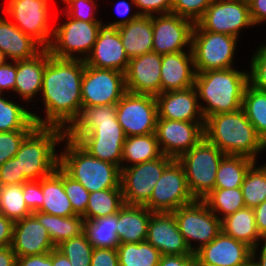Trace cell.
I'll return each mask as SVG.
<instances>
[{"mask_svg":"<svg viewBox=\"0 0 266 266\" xmlns=\"http://www.w3.org/2000/svg\"><path fill=\"white\" fill-rule=\"evenodd\" d=\"M237 41L232 35L202 30L195 23L191 43L195 72L233 68Z\"/></svg>","mask_w":266,"mask_h":266,"instance_id":"obj_8","label":"cell"},{"mask_svg":"<svg viewBox=\"0 0 266 266\" xmlns=\"http://www.w3.org/2000/svg\"><path fill=\"white\" fill-rule=\"evenodd\" d=\"M13 64V65H12ZM7 63L6 61L0 64V92L3 90H12L15 88L16 77V61L14 63Z\"/></svg>","mask_w":266,"mask_h":266,"instance_id":"obj_53","label":"cell"},{"mask_svg":"<svg viewBox=\"0 0 266 266\" xmlns=\"http://www.w3.org/2000/svg\"><path fill=\"white\" fill-rule=\"evenodd\" d=\"M67 18L69 20L64 24L53 28L52 41L47 49L52 56L57 58L85 61L96 42L102 22L80 21L69 16ZM75 53L82 57L75 56Z\"/></svg>","mask_w":266,"mask_h":266,"instance_id":"obj_9","label":"cell"},{"mask_svg":"<svg viewBox=\"0 0 266 266\" xmlns=\"http://www.w3.org/2000/svg\"><path fill=\"white\" fill-rule=\"evenodd\" d=\"M246 266H255L251 261Z\"/></svg>","mask_w":266,"mask_h":266,"instance_id":"obj_65","label":"cell"},{"mask_svg":"<svg viewBox=\"0 0 266 266\" xmlns=\"http://www.w3.org/2000/svg\"><path fill=\"white\" fill-rule=\"evenodd\" d=\"M50 0H9L5 13L24 34L31 36L41 47L48 48L54 29L49 27Z\"/></svg>","mask_w":266,"mask_h":266,"instance_id":"obj_14","label":"cell"},{"mask_svg":"<svg viewBox=\"0 0 266 266\" xmlns=\"http://www.w3.org/2000/svg\"><path fill=\"white\" fill-rule=\"evenodd\" d=\"M63 140L67 143L64 152L59 154V166L89 193L121 188V170L117 165L91 156L76 141L66 136Z\"/></svg>","mask_w":266,"mask_h":266,"instance_id":"obj_5","label":"cell"},{"mask_svg":"<svg viewBox=\"0 0 266 266\" xmlns=\"http://www.w3.org/2000/svg\"><path fill=\"white\" fill-rule=\"evenodd\" d=\"M117 252L119 266H157L161 258L159 250L147 241L120 243Z\"/></svg>","mask_w":266,"mask_h":266,"instance_id":"obj_38","label":"cell"},{"mask_svg":"<svg viewBox=\"0 0 266 266\" xmlns=\"http://www.w3.org/2000/svg\"><path fill=\"white\" fill-rule=\"evenodd\" d=\"M116 116L126 137L155 133L156 96L126 92L116 104Z\"/></svg>","mask_w":266,"mask_h":266,"instance_id":"obj_12","label":"cell"},{"mask_svg":"<svg viewBox=\"0 0 266 266\" xmlns=\"http://www.w3.org/2000/svg\"><path fill=\"white\" fill-rule=\"evenodd\" d=\"M205 138L225 155H242L256 161L266 143L257 134L242 108L229 113L210 115L205 119Z\"/></svg>","mask_w":266,"mask_h":266,"instance_id":"obj_3","label":"cell"},{"mask_svg":"<svg viewBox=\"0 0 266 266\" xmlns=\"http://www.w3.org/2000/svg\"><path fill=\"white\" fill-rule=\"evenodd\" d=\"M130 4L126 1H121V2H118L117 5H116V10H117V13L121 16H123L124 18L120 19L119 21H115L113 23H109L107 25H111V26H121V25H124L126 23H129L130 21H132L133 19L137 18L140 14H139V11L136 13H134L133 15L131 14L130 15H127L130 11ZM125 15H126V18H125Z\"/></svg>","mask_w":266,"mask_h":266,"instance_id":"obj_59","label":"cell"},{"mask_svg":"<svg viewBox=\"0 0 266 266\" xmlns=\"http://www.w3.org/2000/svg\"><path fill=\"white\" fill-rule=\"evenodd\" d=\"M52 265L53 266H71L70 261L66 256L59 252L56 248L52 250Z\"/></svg>","mask_w":266,"mask_h":266,"instance_id":"obj_62","label":"cell"},{"mask_svg":"<svg viewBox=\"0 0 266 266\" xmlns=\"http://www.w3.org/2000/svg\"><path fill=\"white\" fill-rule=\"evenodd\" d=\"M163 154L155 133L126 137L122 148L121 163L131 165L148 162L161 157Z\"/></svg>","mask_w":266,"mask_h":266,"instance_id":"obj_35","label":"cell"},{"mask_svg":"<svg viewBox=\"0 0 266 266\" xmlns=\"http://www.w3.org/2000/svg\"><path fill=\"white\" fill-rule=\"evenodd\" d=\"M189 51L162 55L161 93L194 86L196 72L191 47Z\"/></svg>","mask_w":266,"mask_h":266,"instance_id":"obj_25","label":"cell"},{"mask_svg":"<svg viewBox=\"0 0 266 266\" xmlns=\"http://www.w3.org/2000/svg\"><path fill=\"white\" fill-rule=\"evenodd\" d=\"M36 126L32 112L0 95V132L33 130Z\"/></svg>","mask_w":266,"mask_h":266,"instance_id":"obj_39","label":"cell"},{"mask_svg":"<svg viewBox=\"0 0 266 266\" xmlns=\"http://www.w3.org/2000/svg\"><path fill=\"white\" fill-rule=\"evenodd\" d=\"M187 186L184 168L174 160L163 172L144 205L152 212H173L194 201Z\"/></svg>","mask_w":266,"mask_h":266,"instance_id":"obj_15","label":"cell"},{"mask_svg":"<svg viewBox=\"0 0 266 266\" xmlns=\"http://www.w3.org/2000/svg\"><path fill=\"white\" fill-rule=\"evenodd\" d=\"M67 4V8L65 10L66 13L64 15H68L72 19L87 21V22H101L99 19L97 20L92 11L96 8L95 1L90 0H62ZM91 5V6H90ZM94 5V6H93Z\"/></svg>","mask_w":266,"mask_h":266,"instance_id":"obj_48","label":"cell"},{"mask_svg":"<svg viewBox=\"0 0 266 266\" xmlns=\"http://www.w3.org/2000/svg\"><path fill=\"white\" fill-rule=\"evenodd\" d=\"M6 60L5 56L3 55L2 51H0V64L4 63Z\"/></svg>","mask_w":266,"mask_h":266,"instance_id":"obj_63","label":"cell"},{"mask_svg":"<svg viewBox=\"0 0 266 266\" xmlns=\"http://www.w3.org/2000/svg\"><path fill=\"white\" fill-rule=\"evenodd\" d=\"M122 188L105 189L89 194L84 219L93 220L119 212L124 205Z\"/></svg>","mask_w":266,"mask_h":266,"instance_id":"obj_36","label":"cell"},{"mask_svg":"<svg viewBox=\"0 0 266 266\" xmlns=\"http://www.w3.org/2000/svg\"><path fill=\"white\" fill-rule=\"evenodd\" d=\"M28 182L23 173H20L18 158L8 159L0 166V186L23 184Z\"/></svg>","mask_w":266,"mask_h":266,"instance_id":"obj_49","label":"cell"},{"mask_svg":"<svg viewBox=\"0 0 266 266\" xmlns=\"http://www.w3.org/2000/svg\"><path fill=\"white\" fill-rule=\"evenodd\" d=\"M225 154L205 137L177 161L184 168L187 186L194 199L202 200L215 187L216 173Z\"/></svg>","mask_w":266,"mask_h":266,"instance_id":"obj_7","label":"cell"},{"mask_svg":"<svg viewBox=\"0 0 266 266\" xmlns=\"http://www.w3.org/2000/svg\"><path fill=\"white\" fill-rule=\"evenodd\" d=\"M91 266H119L117 249L94 248Z\"/></svg>","mask_w":266,"mask_h":266,"instance_id":"obj_52","label":"cell"},{"mask_svg":"<svg viewBox=\"0 0 266 266\" xmlns=\"http://www.w3.org/2000/svg\"><path fill=\"white\" fill-rule=\"evenodd\" d=\"M196 24L202 30L232 35L237 39L241 28L254 26L249 3L238 0H213Z\"/></svg>","mask_w":266,"mask_h":266,"instance_id":"obj_16","label":"cell"},{"mask_svg":"<svg viewBox=\"0 0 266 266\" xmlns=\"http://www.w3.org/2000/svg\"><path fill=\"white\" fill-rule=\"evenodd\" d=\"M261 47L266 51V45H262Z\"/></svg>","mask_w":266,"mask_h":266,"instance_id":"obj_67","label":"cell"},{"mask_svg":"<svg viewBox=\"0 0 266 266\" xmlns=\"http://www.w3.org/2000/svg\"><path fill=\"white\" fill-rule=\"evenodd\" d=\"M264 245L261 248V252H260V256H259V261L257 259V255H256V250L259 247L258 245L255 246L252 250H251V262L255 265V266H266V241L264 240Z\"/></svg>","mask_w":266,"mask_h":266,"instance_id":"obj_61","label":"cell"},{"mask_svg":"<svg viewBox=\"0 0 266 266\" xmlns=\"http://www.w3.org/2000/svg\"><path fill=\"white\" fill-rule=\"evenodd\" d=\"M16 266H53L52 251L40 255L17 257Z\"/></svg>","mask_w":266,"mask_h":266,"instance_id":"obj_55","label":"cell"},{"mask_svg":"<svg viewBox=\"0 0 266 266\" xmlns=\"http://www.w3.org/2000/svg\"><path fill=\"white\" fill-rule=\"evenodd\" d=\"M195 266H215V265L201 264L195 257Z\"/></svg>","mask_w":266,"mask_h":266,"instance_id":"obj_64","label":"cell"},{"mask_svg":"<svg viewBox=\"0 0 266 266\" xmlns=\"http://www.w3.org/2000/svg\"><path fill=\"white\" fill-rule=\"evenodd\" d=\"M213 0H173L171 13L196 23Z\"/></svg>","mask_w":266,"mask_h":266,"instance_id":"obj_45","label":"cell"},{"mask_svg":"<svg viewBox=\"0 0 266 266\" xmlns=\"http://www.w3.org/2000/svg\"><path fill=\"white\" fill-rule=\"evenodd\" d=\"M42 48L31 36L24 34L13 21L0 16V51L6 60L7 57L13 62L30 59L36 56Z\"/></svg>","mask_w":266,"mask_h":266,"instance_id":"obj_27","label":"cell"},{"mask_svg":"<svg viewBox=\"0 0 266 266\" xmlns=\"http://www.w3.org/2000/svg\"><path fill=\"white\" fill-rule=\"evenodd\" d=\"M257 231L263 241L266 239V200L253 208Z\"/></svg>","mask_w":266,"mask_h":266,"instance_id":"obj_58","label":"cell"},{"mask_svg":"<svg viewBox=\"0 0 266 266\" xmlns=\"http://www.w3.org/2000/svg\"><path fill=\"white\" fill-rule=\"evenodd\" d=\"M23 198L31 212L38 211L43 205L42 179L23 183Z\"/></svg>","mask_w":266,"mask_h":266,"instance_id":"obj_50","label":"cell"},{"mask_svg":"<svg viewBox=\"0 0 266 266\" xmlns=\"http://www.w3.org/2000/svg\"><path fill=\"white\" fill-rule=\"evenodd\" d=\"M32 215L47 229L55 246L81 235L84 231V217L80 215L62 217L40 211H34Z\"/></svg>","mask_w":266,"mask_h":266,"instance_id":"obj_32","label":"cell"},{"mask_svg":"<svg viewBox=\"0 0 266 266\" xmlns=\"http://www.w3.org/2000/svg\"><path fill=\"white\" fill-rule=\"evenodd\" d=\"M172 1L173 0H131L135 7L140 9L139 14L144 16L171 13Z\"/></svg>","mask_w":266,"mask_h":266,"instance_id":"obj_51","label":"cell"},{"mask_svg":"<svg viewBox=\"0 0 266 266\" xmlns=\"http://www.w3.org/2000/svg\"><path fill=\"white\" fill-rule=\"evenodd\" d=\"M49 59V50H42L30 59L16 61V77L14 92L23 100L32 101L34 95L41 92L43 74Z\"/></svg>","mask_w":266,"mask_h":266,"instance_id":"obj_26","label":"cell"},{"mask_svg":"<svg viewBox=\"0 0 266 266\" xmlns=\"http://www.w3.org/2000/svg\"><path fill=\"white\" fill-rule=\"evenodd\" d=\"M11 246L17 257L49 253L56 248L47 229L33 215L14 222Z\"/></svg>","mask_w":266,"mask_h":266,"instance_id":"obj_24","label":"cell"},{"mask_svg":"<svg viewBox=\"0 0 266 266\" xmlns=\"http://www.w3.org/2000/svg\"><path fill=\"white\" fill-rule=\"evenodd\" d=\"M32 130L0 132V166L16 155L25 137Z\"/></svg>","mask_w":266,"mask_h":266,"instance_id":"obj_46","label":"cell"},{"mask_svg":"<svg viewBox=\"0 0 266 266\" xmlns=\"http://www.w3.org/2000/svg\"><path fill=\"white\" fill-rule=\"evenodd\" d=\"M180 233L193 254L210 243L221 232V219L216 216L203 200L195 199L172 212ZM191 241H198L193 247Z\"/></svg>","mask_w":266,"mask_h":266,"instance_id":"obj_10","label":"cell"},{"mask_svg":"<svg viewBox=\"0 0 266 266\" xmlns=\"http://www.w3.org/2000/svg\"><path fill=\"white\" fill-rule=\"evenodd\" d=\"M221 231L237 241L245 243L251 249L259 245L260 239L262 241L256 228L254 210L249 207L221 219Z\"/></svg>","mask_w":266,"mask_h":266,"instance_id":"obj_31","label":"cell"},{"mask_svg":"<svg viewBox=\"0 0 266 266\" xmlns=\"http://www.w3.org/2000/svg\"><path fill=\"white\" fill-rule=\"evenodd\" d=\"M146 241L161 255H195L180 233L172 212H153Z\"/></svg>","mask_w":266,"mask_h":266,"instance_id":"obj_20","label":"cell"},{"mask_svg":"<svg viewBox=\"0 0 266 266\" xmlns=\"http://www.w3.org/2000/svg\"><path fill=\"white\" fill-rule=\"evenodd\" d=\"M83 233L94 248L117 249L120 244L117 236V213L93 220L84 219Z\"/></svg>","mask_w":266,"mask_h":266,"instance_id":"obj_34","label":"cell"},{"mask_svg":"<svg viewBox=\"0 0 266 266\" xmlns=\"http://www.w3.org/2000/svg\"><path fill=\"white\" fill-rule=\"evenodd\" d=\"M205 122L157 118L155 135L163 155L177 160L204 137Z\"/></svg>","mask_w":266,"mask_h":266,"instance_id":"obj_17","label":"cell"},{"mask_svg":"<svg viewBox=\"0 0 266 266\" xmlns=\"http://www.w3.org/2000/svg\"><path fill=\"white\" fill-rule=\"evenodd\" d=\"M56 249L68 258L71 266H91L94 247L84 233L62 241L56 246Z\"/></svg>","mask_w":266,"mask_h":266,"instance_id":"obj_43","label":"cell"},{"mask_svg":"<svg viewBox=\"0 0 266 266\" xmlns=\"http://www.w3.org/2000/svg\"><path fill=\"white\" fill-rule=\"evenodd\" d=\"M249 84V73L233 68L196 73L194 86L206 119L210 115L234 112L242 108L243 94Z\"/></svg>","mask_w":266,"mask_h":266,"instance_id":"obj_4","label":"cell"},{"mask_svg":"<svg viewBox=\"0 0 266 266\" xmlns=\"http://www.w3.org/2000/svg\"><path fill=\"white\" fill-rule=\"evenodd\" d=\"M158 118L188 122H205L195 86L162 92L156 96Z\"/></svg>","mask_w":266,"mask_h":266,"instance_id":"obj_23","label":"cell"},{"mask_svg":"<svg viewBox=\"0 0 266 266\" xmlns=\"http://www.w3.org/2000/svg\"><path fill=\"white\" fill-rule=\"evenodd\" d=\"M152 214L145 206L124 204L117 212V236L120 243L146 241Z\"/></svg>","mask_w":266,"mask_h":266,"instance_id":"obj_28","label":"cell"},{"mask_svg":"<svg viewBox=\"0 0 266 266\" xmlns=\"http://www.w3.org/2000/svg\"><path fill=\"white\" fill-rule=\"evenodd\" d=\"M251 248L222 231L195 253L201 264L215 266H246L251 261Z\"/></svg>","mask_w":266,"mask_h":266,"instance_id":"obj_22","label":"cell"},{"mask_svg":"<svg viewBox=\"0 0 266 266\" xmlns=\"http://www.w3.org/2000/svg\"><path fill=\"white\" fill-rule=\"evenodd\" d=\"M121 42L129 59L153 51L152 16L139 15L118 27Z\"/></svg>","mask_w":266,"mask_h":266,"instance_id":"obj_29","label":"cell"},{"mask_svg":"<svg viewBox=\"0 0 266 266\" xmlns=\"http://www.w3.org/2000/svg\"><path fill=\"white\" fill-rule=\"evenodd\" d=\"M64 189L70 200L73 211L82 216L86 212L89 192L78 181L74 180L64 171Z\"/></svg>","mask_w":266,"mask_h":266,"instance_id":"obj_44","label":"cell"},{"mask_svg":"<svg viewBox=\"0 0 266 266\" xmlns=\"http://www.w3.org/2000/svg\"><path fill=\"white\" fill-rule=\"evenodd\" d=\"M252 57L249 84L266 92V51L260 46Z\"/></svg>","mask_w":266,"mask_h":266,"instance_id":"obj_47","label":"cell"},{"mask_svg":"<svg viewBox=\"0 0 266 266\" xmlns=\"http://www.w3.org/2000/svg\"><path fill=\"white\" fill-rule=\"evenodd\" d=\"M242 109L266 143V92L248 84L243 94Z\"/></svg>","mask_w":266,"mask_h":266,"instance_id":"obj_37","label":"cell"},{"mask_svg":"<svg viewBox=\"0 0 266 266\" xmlns=\"http://www.w3.org/2000/svg\"><path fill=\"white\" fill-rule=\"evenodd\" d=\"M65 136L59 127L36 126L22 141L15 157L20 173L28 181H36L51 175L59 166L56 144Z\"/></svg>","mask_w":266,"mask_h":266,"instance_id":"obj_6","label":"cell"},{"mask_svg":"<svg viewBox=\"0 0 266 266\" xmlns=\"http://www.w3.org/2000/svg\"><path fill=\"white\" fill-rule=\"evenodd\" d=\"M129 61L120 39L118 27L102 23L92 51L85 59V64L125 73Z\"/></svg>","mask_w":266,"mask_h":266,"instance_id":"obj_19","label":"cell"},{"mask_svg":"<svg viewBox=\"0 0 266 266\" xmlns=\"http://www.w3.org/2000/svg\"><path fill=\"white\" fill-rule=\"evenodd\" d=\"M249 9L254 27L264 21L266 22V0H250Z\"/></svg>","mask_w":266,"mask_h":266,"instance_id":"obj_57","label":"cell"},{"mask_svg":"<svg viewBox=\"0 0 266 266\" xmlns=\"http://www.w3.org/2000/svg\"><path fill=\"white\" fill-rule=\"evenodd\" d=\"M202 200L216 216L222 214L220 219L246 207L241 187L214 189Z\"/></svg>","mask_w":266,"mask_h":266,"instance_id":"obj_40","label":"cell"},{"mask_svg":"<svg viewBox=\"0 0 266 266\" xmlns=\"http://www.w3.org/2000/svg\"><path fill=\"white\" fill-rule=\"evenodd\" d=\"M126 92L123 72L85 64L81 82L82 106L117 104Z\"/></svg>","mask_w":266,"mask_h":266,"instance_id":"obj_13","label":"cell"},{"mask_svg":"<svg viewBox=\"0 0 266 266\" xmlns=\"http://www.w3.org/2000/svg\"><path fill=\"white\" fill-rule=\"evenodd\" d=\"M174 160L162 155L155 160L131 166L122 164L120 185L124 203L144 206L149 201L156 182Z\"/></svg>","mask_w":266,"mask_h":266,"instance_id":"obj_11","label":"cell"},{"mask_svg":"<svg viewBox=\"0 0 266 266\" xmlns=\"http://www.w3.org/2000/svg\"><path fill=\"white\" fill-rule=\"evenodd\" d=\"M161 61L162 55L153 51L130 59L124 73L127 91L153 96L160 94Z\"/></svg>","mask_w":266,"mask_h":266,"instance_id":"obj_21","label":"cell"},{"mask_svg":"<svg viewBox=\"0 0 266 266\" xmlns=\"http://www.w3.org/2000/svg\"><path fill=\"white\" fill-rule=\"evenodd\" d=\"M254 163L255 160L246 156L225 155L216 173L214 189L241 187L247 171Z\"/></svg>","mask_w":266,"mask_h":266,"instance_id":"obj_33","label":"cell"},{"mask_svg":"<svg viewBox=\"0 0 266 266\" xmlns=\"http://www.w3.org/2000/svg\"><path fill=\"white\" fill-rule=\"evenodd\" d=\"M194 25L173 13L152 16L153 52L171 54L184 51L186 45L191 47Z\"/></svg>","mask_w":266,"mask_h":266,"instance_id":"obj_18","label":"cell"},{"mask_svg":"<svg viewBox=\"0 0 266 266\" xmlns=\"http://www.w3.org/2000/svg\"><path fill=\"white\" fill-rule=\"evenodd\" d=\"M84 68V60L57 58L49 52L40 92L46 118L32 113L37 126L59 127L66 131L77 119L82 108L81 82Z\"/></svg>","mask_w":266,"mask_h":266,"instance_id":"obj_1","label":"cell"},{"mask_svg":"<svg viewBox=\"0 0 266 266\" xmlns=\"http://www.w3.org/2000/svg\"><path fill=\"white\" fill-rule=\"evenodd\" d=\"M0 213L13 222L32 215L23 198V184L0 186Z\"/></svg>","mask_w":266,"mask_h":266,"instance_id":"obj_41","label":"cell"},{"mask_svg":"<svg viewBox=\"0 0 266 266\" xmlns=\"http://www.w3.org/2000/svg\"><path fill=\"white\" fill-rule=\"evenodd\" d=\"M238 1H244V2H247V3L250 2V0H238Z\"/></svg>","mask_w":266,"mask_h":266,"instance_id":"obj_66","label":"cell"},{"mask_svg":"<svg viewBox=\"0 0 266 266\" xmlns=\"http://www.w3.org/2000/svg\"><path fill=\"white\" fill-rule=\"evenodd\" d=\"M17 256L12 246L0 248V266H16Z\"/></svg>","mask_w":266,"mask_h":266,"instance_id":"obj_60","label":"cell"},{"mask_svg":"<svg viewBox=\"0 0 266 266\" xmlns=\"http://www.w3.org/2000/svg\"><path fill=\"white\" fill-rule=\"evenodd\" d=\"M43 205L40 212L70 217L77 215L64 189V170L58 166L49 176L42 178Z\"/></svg>","mask_w":266,"mask_h":266,"instance_id":"obj_30","label":"cell"},{"mask_svg":"<svg viewBox=\"0 0 266 266\" xmlns=\"http://www.w3.org/2000/svg\"><path fill=\"white\" fill-rule=\"evenodd\" d=\"M65 136L76 141L91 156L115 164L121 170L126 136L117 120L116 104L82 106Z\"/></svg>","mask_w":266,"mask_h":266,"instance_id":"obj_2","label":"cell"},{"mask_svg":"<svg viewBox=\"0 0 266 266\" xmlns=\"http://www.w3.org/2000/svg\"><path fill=\"white\" fill-rule=\"evenodd\" d=\"M14 222L0 213V248L12 245Z\"/></svg>","mask_w":266,"mask_h":266,"instance_id":"obj_56","label":"cell"},{"mask_svg":"<svg viewBox=\"0 0 266 266\" xmlns=\"http://www.w3.org/2000/svg\"><path fill=\"white\" fill-rule=\"evenodd\" d=\"M157 266H195V255H161Z\"/></svg>","mask_w":266,"mask_h":266,"instance_id":"obj_54","label":"cell"},{"mask_svg":"<svg viewBox=\"0 0 266 266\" xmlns=\"http://www.w3.org/2000/svg\"><path fill=\"white\" fill-rule=\"evenodd\" d=\"M245 206L255 208L266 200V165L249 168L241 185Z\"/></svg>","mask_w":266,"mask_h":266,"instance_id":"obj_42","label":"cell"}]
</instances>
